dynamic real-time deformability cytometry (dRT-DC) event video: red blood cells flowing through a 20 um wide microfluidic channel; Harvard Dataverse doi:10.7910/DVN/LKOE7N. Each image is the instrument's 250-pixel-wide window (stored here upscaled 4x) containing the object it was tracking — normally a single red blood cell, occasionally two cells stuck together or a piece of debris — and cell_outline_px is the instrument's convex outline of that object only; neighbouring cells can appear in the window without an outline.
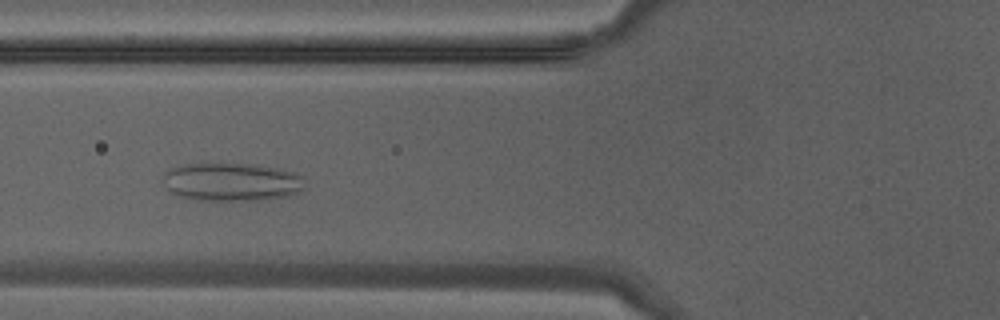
{"species": "Egyptian fruit bat (a non-hibernating species)", "species_latin": "Rousettus aegyptiacus", "temperature_condition": "warm", "stored_images_in_passage": 36, "camera_frame_rate_fps": 3000, "um_per_image_px": 0.085, "animal": {"sex": "male"}, "frame": {"image": 1, "passage_image": 11, "time_ms": 3.333, "image_size_px": [1000, 320], "cell_outline_px": [[304, 176], [300, 188], [296, 192], [288, 196], [268, 200], [196, 200], [180, 196], [172, 192], [160, 180], [164, 172], [168, 168], [204, 160], [256, 164], [296, 172]], "centroid_in_image_um": [19.61, 15.41], "position_along_channel_um": 106.2, "area_um2": 32.71}}
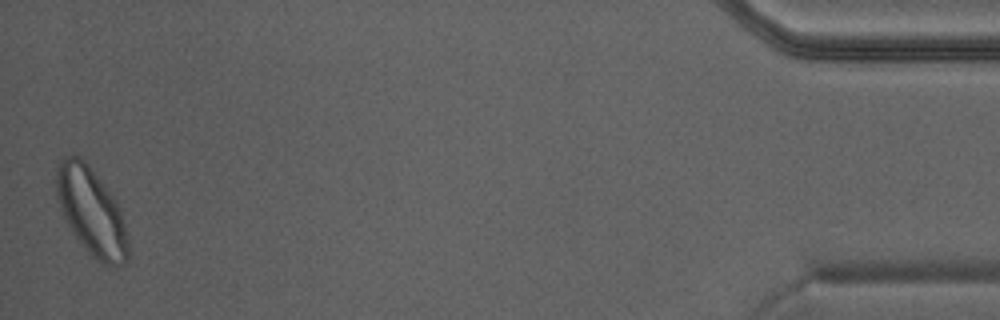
{"frame": {"image": 2, "passage_image": 36, "time_ms": 11.667, "image_size_px": [1000, 320], "cell_outline_px": [[128, 260], [120, 268], [112, 268], [100, 264], [84, 248], [68, 224], [64, 216], [56, 192], [56, 168], [64, 156], [72, 152], [80, 156], [88, 164], [116, 200], [120, 208], [128, 240]], "centroid_in_image_um": [7.79, 18.01], "position_along_channel_um": 427.4, "area_um2": 36.76}}